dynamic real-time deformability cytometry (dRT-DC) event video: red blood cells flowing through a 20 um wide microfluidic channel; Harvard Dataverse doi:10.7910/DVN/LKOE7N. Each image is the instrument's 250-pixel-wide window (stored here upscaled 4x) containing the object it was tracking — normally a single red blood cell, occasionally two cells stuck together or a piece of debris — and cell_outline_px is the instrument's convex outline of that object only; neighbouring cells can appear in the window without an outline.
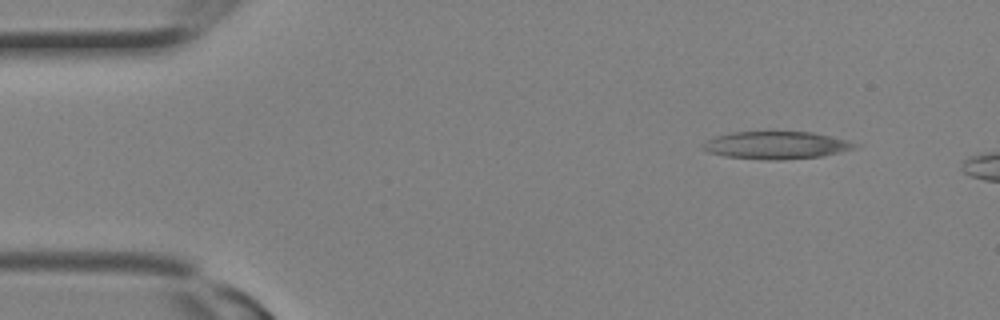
{"species": "Egyptian fruit bat (a non-hibernating species)", "species_latin": "Rousettus aegyptiacus", "temperature_condition": "room temperature", "stored_images_in_passage": 2, "camera_frame_rate_fps": 3000, "um_per_image_px": 0.085, "animal": {"sex": "female"}, "frame": {"image": 1, "passage_image": 1, "time_ms": 0.0, "image_size_px": [1000, 320], "cell_outline_px": [[860, 148], [820, 156], [776, 160], [764, 160], [724, 156], [708, 152], [700, 144], [716, 136], [732, 132], [812, 132], [848, 140], [860, 144]], "centroid_in_image_um": [66.02, 12.34], "position_along_channel_um": 19.0, "area_um2": 24.39}}